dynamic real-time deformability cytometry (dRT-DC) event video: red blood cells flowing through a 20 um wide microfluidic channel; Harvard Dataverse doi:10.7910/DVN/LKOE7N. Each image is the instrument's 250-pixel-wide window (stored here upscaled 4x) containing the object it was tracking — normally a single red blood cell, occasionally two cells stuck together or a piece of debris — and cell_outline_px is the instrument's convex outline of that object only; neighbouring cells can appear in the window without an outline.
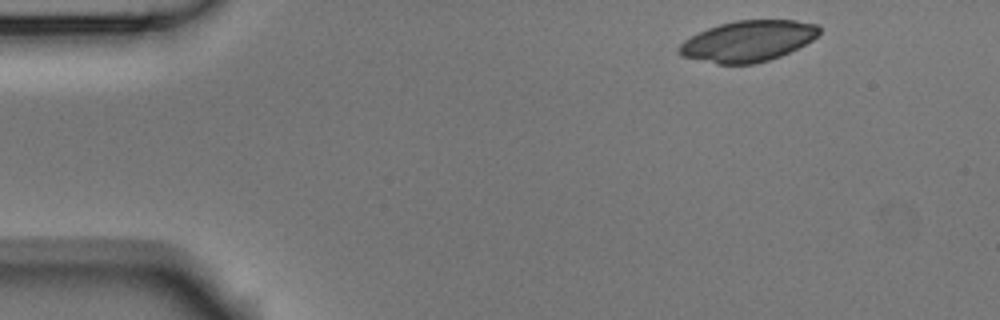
{"species": "Egyptian fruit bat (a non-hibernating species)", "species_latin": "Rousettus aegyptiacus", "temperature_condition": "room temperature", "stored_images_in_passage": 5, "camera_frame_rate_fps": 3000, "um_per_image_px": 0.085, "animal": {"sex": "male"}, "frame": {"image": 1, "passage_image": 1, "time_ms": 0.0, "image_size_px": [1000, 320], "cell_outline_px": [[820, 32], [812, 40], [780, 56], [768, 60], [752, 64], [716, 64], [680, 56], [676, 52], [676, 48], [684, 40], [708, 28], [720, 24], [736, 20], [796, 20], [816, 24], [820, 28]], "centroid_in_image_um": [63.53, 3.5], "position_along_channel_um": 21.5, "area_um2": 33.35}}